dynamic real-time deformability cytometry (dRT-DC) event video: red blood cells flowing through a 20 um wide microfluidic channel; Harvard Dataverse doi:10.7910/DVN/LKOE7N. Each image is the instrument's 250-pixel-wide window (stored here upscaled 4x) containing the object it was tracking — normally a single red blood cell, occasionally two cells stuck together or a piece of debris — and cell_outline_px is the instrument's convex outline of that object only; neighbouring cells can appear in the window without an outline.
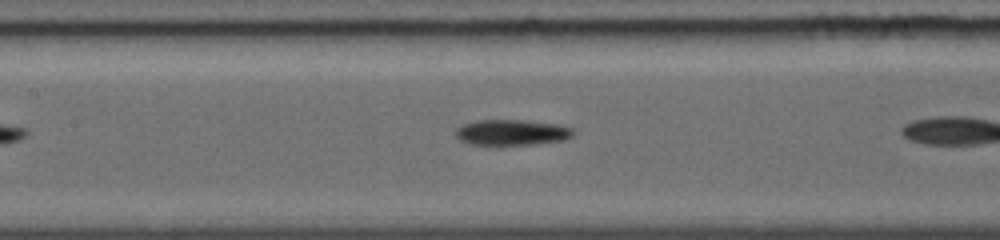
{"species": "common noctule bat (a hibernating species)", "species_latin": "Nyctalus noctula", "temperature_condition": "warm", "stored_images_in_passage": 19, "camera_frame_rate_fps": 5000, "um_per_image_px": 0.085, "animal": {"sex": "female", "body_mass_g": 19.0, "forearm_length_mm": 56.7}, "frame": {"image": 1, "passage_image": 6, "time_ms": 2.4, "image_size_px": [1000, 240], "cell_outline_px": [[572, 136], [564, 140], [532, 144], [472, 144], [460, 140], [456, 136], [456, 128], [460, 124], [476, 120], [524, 120], [556, 124], [572, 128]], "centroid_in_image_um": [43.46, 11.24], "position_along_channel_um": 163.9, "area_um2": 17.4}}
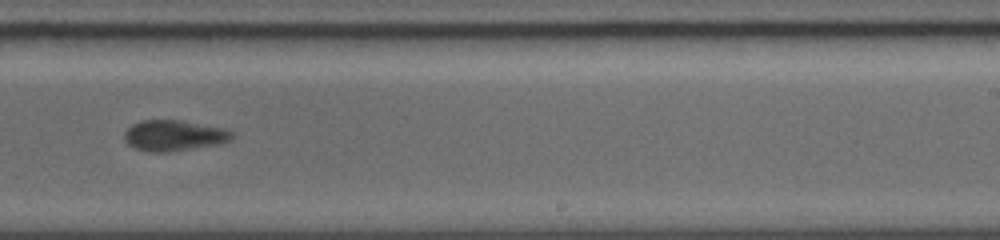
{"frame": {"image": 2, "passage_image": 11, "time_ms": 5.8, "image_size_px": [1000, 240], "cell_outline_px": [[236, 132], [232, 140], [220, 144], [168, 152], [152, 152], [132, 148], [124, 140], [124, 132], [132, 124], [140, 120], [180, 120], [224, 128]], "centroid_in_image_um": [14.8, 11.52], "position_along_channel_um": 274.2, "area_um2": 19.59}, "authors_computed_cell_mechanics": {"area_um2": 19.5364, "velocity_mm_per_s": 4.3557, "shape_relaxation_time_tau1_ms": null, "shape_relaxation_time_tau2_ms": 1.6647, "deformation_change_tau1": null, "deformation_change_tau2": 0.0671}}